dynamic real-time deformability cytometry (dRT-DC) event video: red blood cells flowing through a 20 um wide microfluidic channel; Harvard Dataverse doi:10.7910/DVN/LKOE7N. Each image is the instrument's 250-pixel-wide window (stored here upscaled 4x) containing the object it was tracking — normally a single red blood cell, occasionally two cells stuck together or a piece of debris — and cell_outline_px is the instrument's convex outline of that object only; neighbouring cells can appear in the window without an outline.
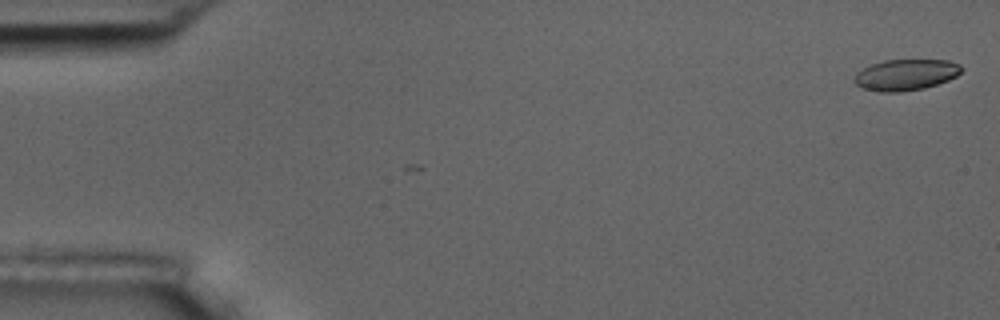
{"species": "common noctule bat (a hibernating species)", "species_latin": "Nyctalus noctula", "temperature_condition": "room temperature", "stored_images_in_passage": 6, "camera_frame_rate_fps": 3000, "um_per_image_px": 0.085, "animal": {"sex": "male", "body_mass_g": 17.5, "forearm_length_mm": 52.3}, "frame": {"image": 1, "passage_image": 1, "time_ms": 0.0, "image_size_px": [1000, 320], "cell_outline_px": [[964, 68], [956, 76], [948, 80], [924, 88], [900, 92], [876, 92], [864, 88], [856, 84], [852, 80], [856, 72], [872, 64], [884, 60], [948, 60], [960, 64]], "centroid_in_image_um": [76.98, 6.36], "position_along_channel_um": 8.0, "area_um2": 19.48}}
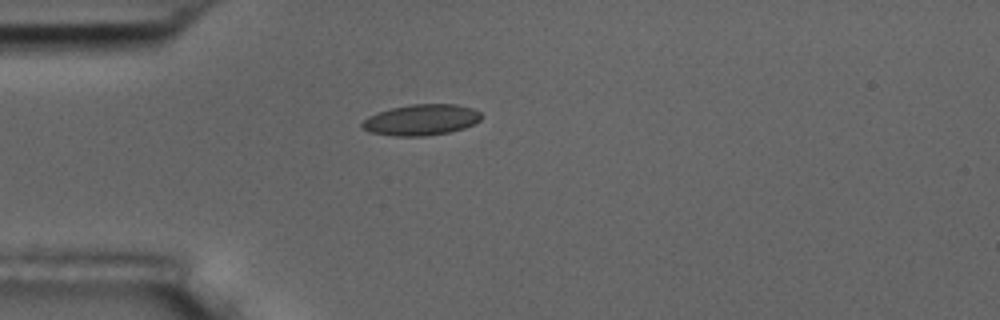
{"frame": {"image": 2, "passage_image": 5, "time_ms": 4.667, "image_size_px": [1000, 320], "cell_outline_px": [[484, 116], [480, 120], [464, 128], [448, 132], [424, 136], [392, 136], [368, 132], [360, 128], [360, 124], [368, 116], [376, 112], [392, 108], [412, 104], [456, 104], [472, 108], [480, 112]], "centroid_in_image_um": [35.77, 10.19], "position_along_channel_um": 49.2, "area_um2": 21.68}}